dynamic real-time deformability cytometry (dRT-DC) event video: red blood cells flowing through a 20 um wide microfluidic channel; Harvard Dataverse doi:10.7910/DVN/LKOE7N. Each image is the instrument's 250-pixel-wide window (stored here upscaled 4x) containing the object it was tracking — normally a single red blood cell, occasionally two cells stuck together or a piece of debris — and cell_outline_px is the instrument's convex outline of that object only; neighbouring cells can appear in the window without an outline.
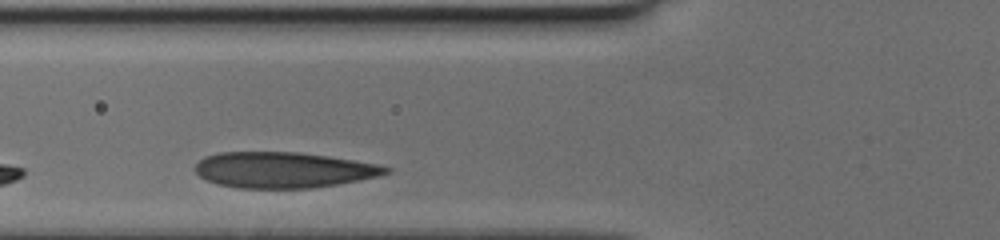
{"species": "human", "species_latin": "Homo sapiens", "temperature_condition": "cold", "stored_images_in_passage": 25, "camera_frame_rate_fps": 3000, "um_per_image_px": 0.085, "donor": {"sex": "female"}, "frame": {"image": 1, "passage_image": 4, "time_ms": 1.0, "image_size_px": [1000, 240], "cell_outline_px": [[392, 172], [380, 176], [360, 180], [336, 184], [308, 188], [240, 188], [216, 184], [200, 176], [196, 172], [196, 164], [204, 156], [220, 152], [296, 152], [328, 156], [380, 164], [392, 168]], "centroid_in_image_um": [24.13, 14.44], "position_along_channel_um": 101.7, "area_um2": 39.82}}
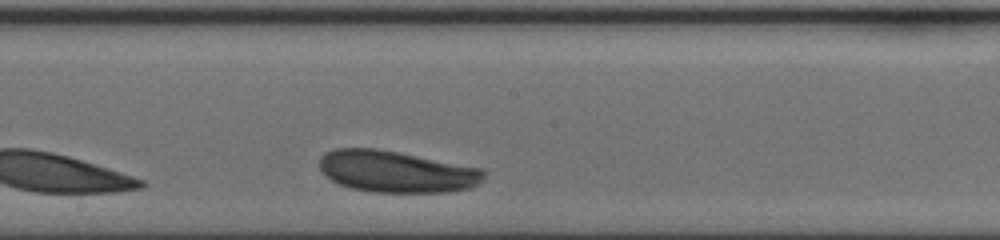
{"frame": {"image": 2, "passage_image": 13, "time_ms": 4.0, "image_size_px": [1000, 240], "cell_outline_px": [[484, 176], [476, 184], [468, 188], [444, 192], [372, 192], [352, 188], [340, 184], [324, 176], [320, 168], [320, 156], [336, 148], [376, 148], [480, 168], [484, 172]], "centroid_in_image_um": [33.62, 14.58], "position_along_channel_um": 214.6, "area_um2": 39.36}}
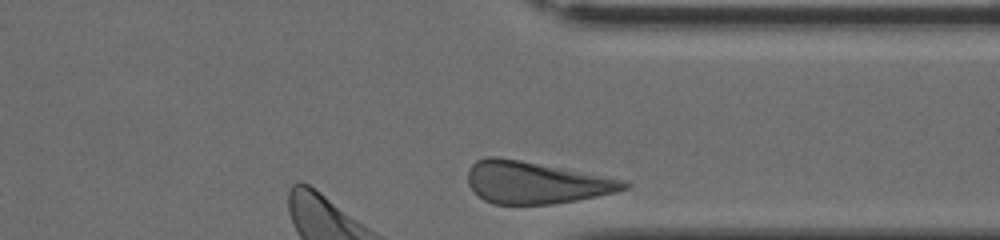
{"frame": {"image": 3, "passage_image": 25, "time_ms": 8.0, "image_size_px": [1000, 240], "cell_outline_px": [[632, 184], [628, 188], [616, 192], [576, 200], [552, 204], [492, 204], [484, 200], [468, 184], [468, 168], [476, 160], [488, 156], [496, 156], [520, 160], [628, 180]], "centroid_in_image_um": [45.56, 15.51], "position_along_channel_um": 365.8, "area_um2": 38.32}}